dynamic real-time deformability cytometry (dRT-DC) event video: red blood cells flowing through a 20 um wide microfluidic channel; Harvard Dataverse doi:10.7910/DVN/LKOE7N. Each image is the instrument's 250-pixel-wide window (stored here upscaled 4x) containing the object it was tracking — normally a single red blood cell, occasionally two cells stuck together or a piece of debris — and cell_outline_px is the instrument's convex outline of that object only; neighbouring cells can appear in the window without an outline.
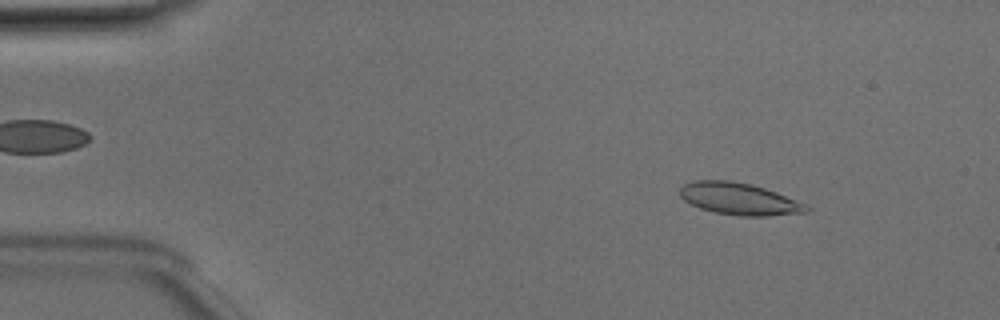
{"species": "Egyptian fruit bat (a non-hibernating species)", "species_latin": "Rousettus aegyptiacus", "temperature_condition": "room temperature", "stored_images_in_passage": 51, "camera_frame_rate_fps": 3000, "um_per_image_px": 0.085, "animal": {"sex": "male"}, "frame": {"image": 1, "passage_image": 6, "time_ms": 1.667, "image_size_px": [1000, 320], "cell_outline_px": [[812, 208], [808, 212], [768, 216], [740, 216], [716, 212], [700, 208], [684, 200], [680, 196], [680, 188], [684, 184], [696, 180], [732, 180], [752, 184], [776, 192], [808, 204]], "centroid_in_image_um": [62.88, 16.9], "position_along_channel_um": 22.1, "area_um2": 23.7}}
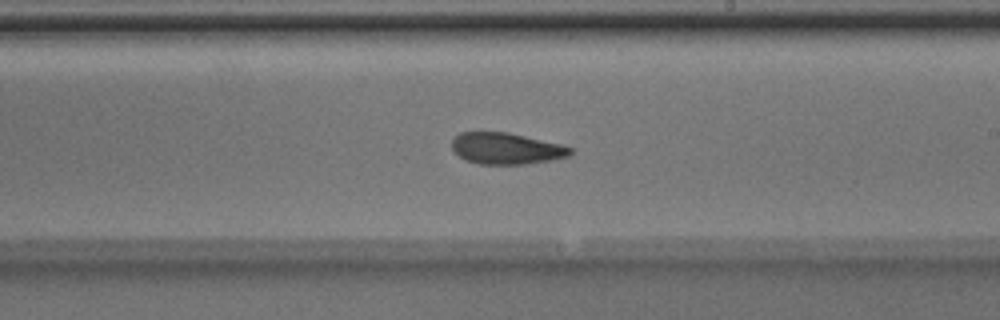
{"frame": {"image": 2, "passage_image": 29, "time_ms": 9.333, "image_size_px": [1000, 320], "cell_outline_px": [[572, 156], [552, 160], [524, 164], [480, 164], [468, 160], [460, 156], [452, 148], [452, 140], [460, 132], [508, 132], [564, 144], [572, 148]], "centroid_in_image_um": [43.1, 12.61], "position_along_channel_um": 245.9, "area_um2": 21.79}}
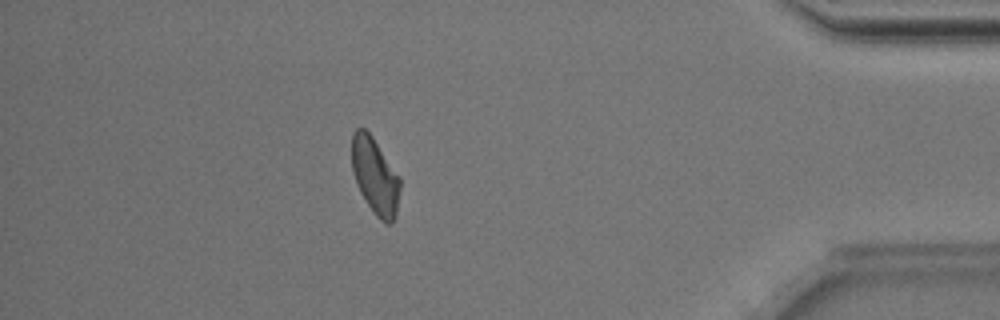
{"frame": {"image": 3, "passage_image": 44, "time_ms": 14.333, "image_size_px": [1000, 320], "cell_outline_px": [[400, 188], [396, 216], [388, 224], [384, 224], [372, 212], [360, 192], [352, 172], [352, 132], [356, 128], [364, 128], [372, 136], [400, 176]], "centroid_in_image_um": [31.88, 14.97], "position_along_channel_um": 403.3, "area_um2": 21.62}, "authors_computed_cell_mechanics": {"area_um2": 22.253, "velocity_mm_per_s": 3.9892, "shape_relaxation_time_tau1_ms": 7.1487, "shape_relaxation_time_tau2_ms": 4.1015, "deformation_change_tau1": 0.1612, "deformation_change_tau2": 0.1016}}